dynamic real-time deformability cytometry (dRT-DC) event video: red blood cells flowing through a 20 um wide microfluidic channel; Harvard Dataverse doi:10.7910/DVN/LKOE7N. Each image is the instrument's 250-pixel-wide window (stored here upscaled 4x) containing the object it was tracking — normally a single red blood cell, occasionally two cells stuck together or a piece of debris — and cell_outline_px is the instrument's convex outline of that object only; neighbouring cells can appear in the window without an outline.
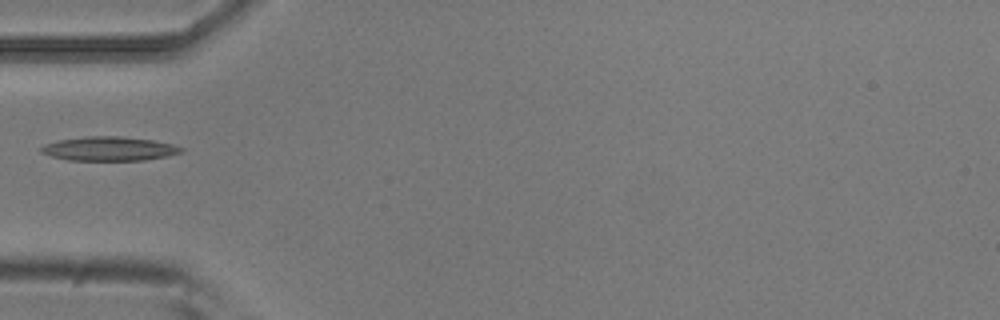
{"species": "common noctule bat (a hibernating species)", "species_latin": "Nyctalus noctula", "temperature_condition": "room temperature", "stored_images_in_passage": 3, "camera_frame_rate_fps": 3000, "um_per_image_px": 0.085, "animal": {"sex": "male", "body_mass_g": 20.5, "forearm_length_mm": 52.5}, "frame": {"image": 1, "passage_image": 3, "time_ms": 0.667, "image_size_px": [1000, 320], "cell_outline_px": [[184, 148], [180, 152], [164, 156], [144, 160], [68, 160], [52, 156], [40, 152], [40, 148], [44, 144], [56, 140], [88, 136], [120, 136], [152, 140], [172, 144]], "centroid_in_image_um": [9.21, 12.63], "position_along_channel_um": 75.8, "area_um2": 19.48}}